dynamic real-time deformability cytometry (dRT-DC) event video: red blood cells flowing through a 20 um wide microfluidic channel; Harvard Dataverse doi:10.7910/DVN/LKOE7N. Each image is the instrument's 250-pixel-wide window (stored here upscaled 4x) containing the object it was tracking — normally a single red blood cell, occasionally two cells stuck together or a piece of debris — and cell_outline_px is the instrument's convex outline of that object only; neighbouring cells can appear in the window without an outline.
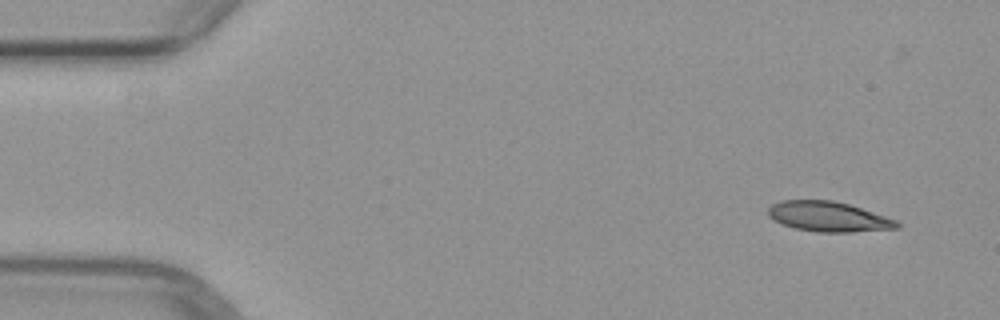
{"species": "common noctule bat (a hibernating species)", "species_latin": "Nyctalus noctula", "temperature_condition": "warm", "stored_images_in_passage": 5, "camera_frame_rate_fps": 3000, "um_per_image_px": 0.085, "animal": {"sex": "female", "body_mass_g": 29.2, "forearm_length_mm": 56.3}, "frame": {"image": 1, "passage_image": 2, "time_ms": 1.0, "image_size_px": [1000, 320], "cell_outline_px": [[900, 228], [852, 232], [816, 232], [796, 228], [784, 224], [768, 216], [768, 208], [772, 204], [780, 200], [832, 200], [848, 204], [896, 220], [900, 224]], "centroid_in_image_um": [70.41, 18.41], "position_along_channel_um": 14.6, "area_um2": 22.31}}
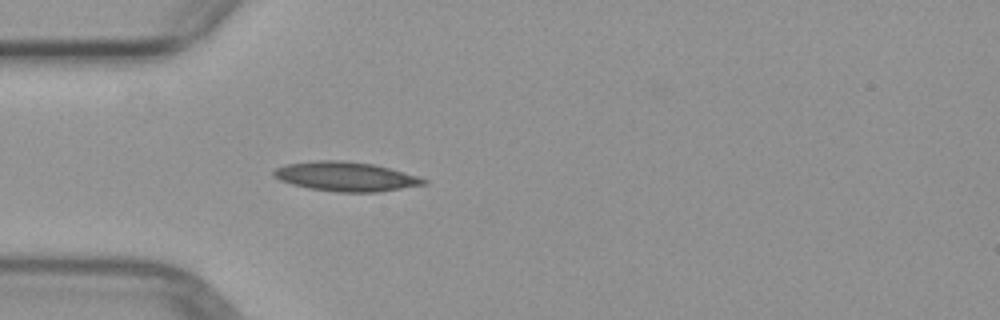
{"frame": {"image": 2, "passage_image": 5, "time_ms": 4.667, "image_size_px": [1000, 320], "cell_outline_px": [[428, 184], [376, 192], [336, 192], [308, 188], [292, 184], [280, 180], [272, 176], [272, 172], [276, 168], [284, 164], [316, 160], [344, 160], [372, 164], [388, 168], [416, 176], [428, 180]], "centroid_in_image_um": [29.34, 15.0], "position_along_channel_um": 55.7, "area_um2": 25.61}}